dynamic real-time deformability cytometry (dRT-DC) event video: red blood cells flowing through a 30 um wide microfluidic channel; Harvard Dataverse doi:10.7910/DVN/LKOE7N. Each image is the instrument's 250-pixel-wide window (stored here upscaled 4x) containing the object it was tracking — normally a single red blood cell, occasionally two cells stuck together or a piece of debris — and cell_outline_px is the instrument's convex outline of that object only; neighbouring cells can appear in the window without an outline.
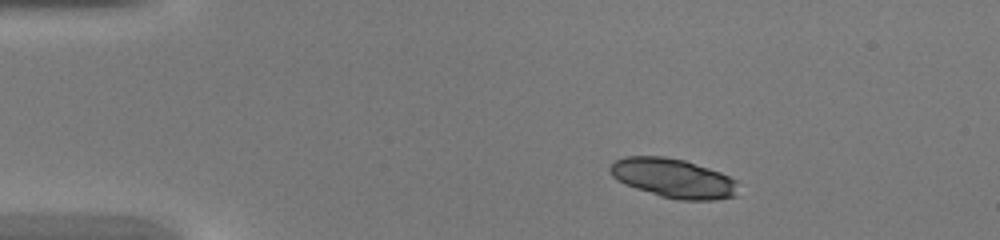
{"species": "common noctule bat (a hibernating species)", "species_latin": "Nyctalus noctula", "temperature_condition": "warm", "stored_images_in_passage": 38, "camera_frame_rate_fps": 3000, "um_per_image_px": 0.085, "animal": {"sex": "female", "body_mass_g": 20.0, "forearm_length_mm": 54.0}, "frame": {"image": 1, "passage_image": 1, "time_ms": 0.0, "image_size_px": [1000, 240], "cell_outline_px": [[736, 196], [712, 200], [680, 200], [660, 196], [624, 184], [616, 180], [612, 176], [608, 168], [616, 160], [624, 156], [664, 156], [684, 160], [720, 172], [736, 180]], "centroid_in_image_um": [57.19, 15.14], "position_along_channel_um": 27.8, "area_um2": 29.19}}